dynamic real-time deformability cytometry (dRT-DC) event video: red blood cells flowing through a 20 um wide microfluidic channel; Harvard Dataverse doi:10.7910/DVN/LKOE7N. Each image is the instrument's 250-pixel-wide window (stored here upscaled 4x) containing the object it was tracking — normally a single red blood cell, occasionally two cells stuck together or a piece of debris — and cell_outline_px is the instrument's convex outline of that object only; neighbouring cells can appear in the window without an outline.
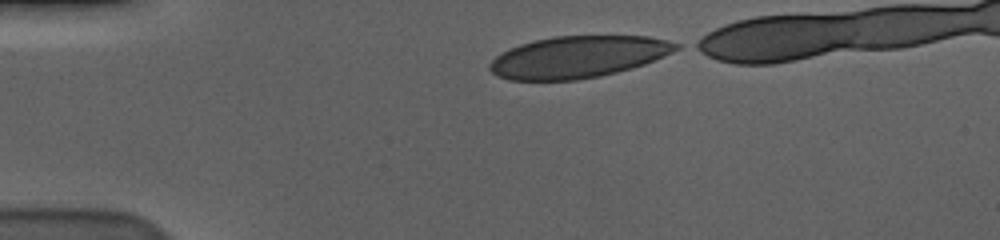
{"species": "human", "species_latin": "Homo sapiens", "temperature_condition": "cold", "stored_images_in_passage": 39, "camera_frame_rate_fps": 3000, "um_per_image_px": 0.085, "donor": {"sex": "male"}, "frame": {"image": 1, "passage_image": 1, "time_ms": 0.0, "image_size_px": [1000, 240], "cell_outline_px": [[680, 48], [672, 52], [644, 64], [632, 68], [600, 76], [576, 80], [508, 80], [496, 76], [488, 68], [488, 64], [500, 52], [520, 44], [552, 36], [648, 36], [668, 40], [680, 44]], "centroid_in_image_um": [49.1, 4.84], "position_along_channel_um": 35.9, "area_um2": 45.43}}
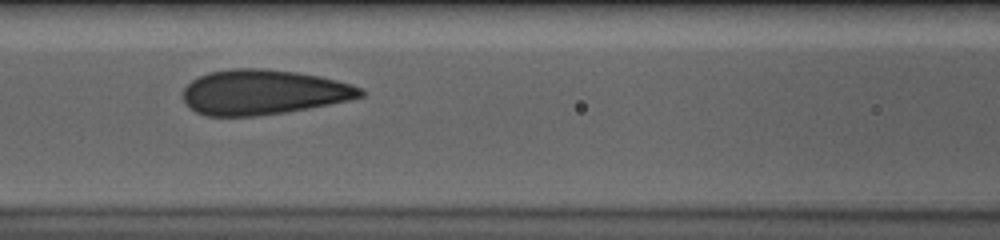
{"frame": {"image": 2, "passage_image": 14, "time_ms": 4.333, "image_size_px": [1000, 240], "cell_outline_px": [[364, 96], [348, 100], [308, 108], [284, 112], [256, 116], [208, 116], [196, 112], [188, 108], [184, 100], [184, 88], [192, 80], [208, 72], [232, 68], [260, 68], [296, 72], [320, 76], [352, 84], [360, 88], [364, 92]], "centroid_in_image_um": [22.36, 7.83], "position_along_channel_um": 144.2, "area_um2": 46.36}}
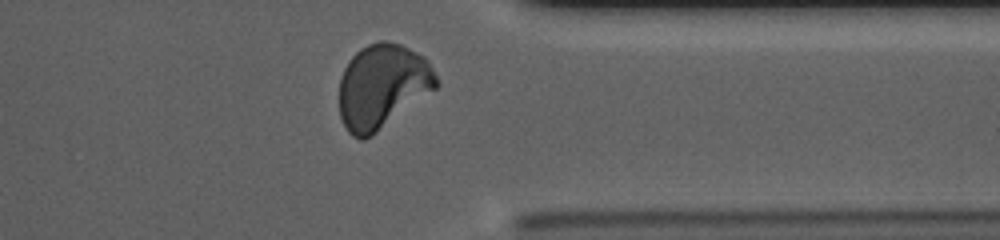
{"frame": {"image": 3, "passage_image": 34, "time_ms": 11.0, "image_size_px": [1000, 240], "cell_outline_px": [[440, 84], [436, 88], [372, 136], [364, 140], [360, 140], [352, 136], [348, 132], [340, 116], [340, 76], [348, 60], [360, 48], [368, 44], [380, 40], [384, 40], [400, 44], [424, 56], [428, 60]], "centroid_in_image_um": [32.49, 7.33], "position_along_channel_um": 378.9, "area_um2": 47.8}}